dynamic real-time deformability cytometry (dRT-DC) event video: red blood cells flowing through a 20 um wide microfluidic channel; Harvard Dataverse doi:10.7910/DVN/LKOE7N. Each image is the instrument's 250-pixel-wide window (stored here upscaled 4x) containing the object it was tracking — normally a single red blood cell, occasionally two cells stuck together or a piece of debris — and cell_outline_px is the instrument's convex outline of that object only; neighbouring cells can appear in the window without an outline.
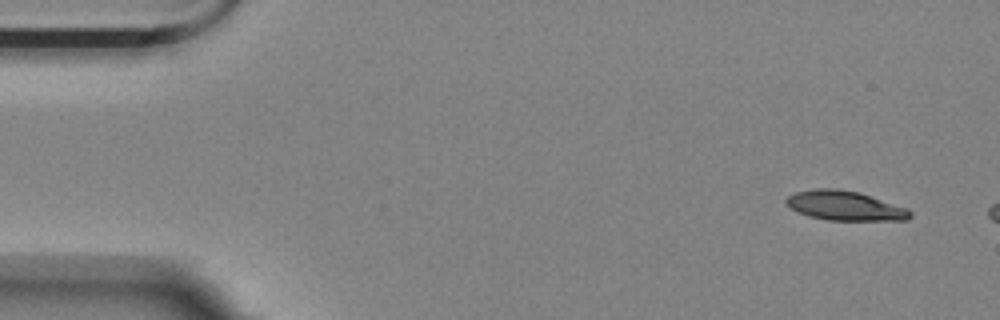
{"species": "Egyptian fruit bat (a non-hibernating species)", "species_latin": "Rousettus aegyptiacus", "temperature_condition": "room temperature", "stored_images_in_passage": 3, "camera_frame_rate_fps": 3000, "um_per_image_px": 0.085, "animal": {"sex": "female"}, "frame": {"image": 1, "passage_image": 1, "time_ms": 0.0, "image_size_px": [1000, 320], "cell_outline_px": [[912, 216], [908, 220], [828, 220], [808, 216], [784, 204], [784, 200], [788, 196], [796, 192], [816, 188], [836, 188], [860, 192], [908, 208], [912, 212]], "centroid_in_image_um": [71.83, 17.48], "position_along_channel_um": 13.2, "area_um2": 21.44}}